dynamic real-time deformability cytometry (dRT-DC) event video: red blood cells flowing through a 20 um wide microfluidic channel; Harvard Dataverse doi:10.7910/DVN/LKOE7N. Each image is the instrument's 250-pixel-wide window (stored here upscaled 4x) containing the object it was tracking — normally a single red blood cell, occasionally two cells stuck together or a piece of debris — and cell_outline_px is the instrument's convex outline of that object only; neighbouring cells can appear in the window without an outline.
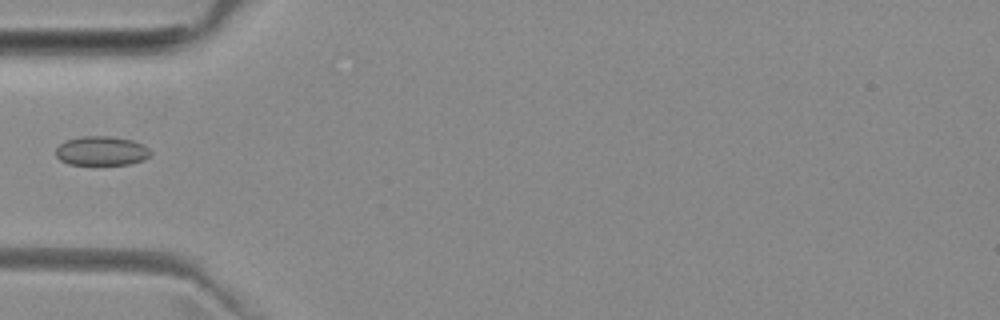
{"species": "common noctule bat (a hibernating species)", "species_latin": "Nyctalus noctula", "temperature_condition": "room temperature", "stored_images_in_passage": 2, "camera_frame_rate_fps": 3000, "um_per_image_px": 0.085, "animal": {"sex": "female", "body_mass_g": 29.2, "forearm_length_mm": 56.3}, "frame": {"image": 1, "passage_image": 1, "time_ms": 0.0, "image_size_px": [1000, 320], "cell_outline_px": [[152, 152], [144, 160], [128, 164], [68, 164], [60, 160], [56, 156], [56, 148], [64, 140], [80, 136], [108, 136], [132, 140], [148, 148]], "centroid_in_image_um": [8.59, 12.82], "position_along_channel_um": 76.4, "area_um2": 16.07}}
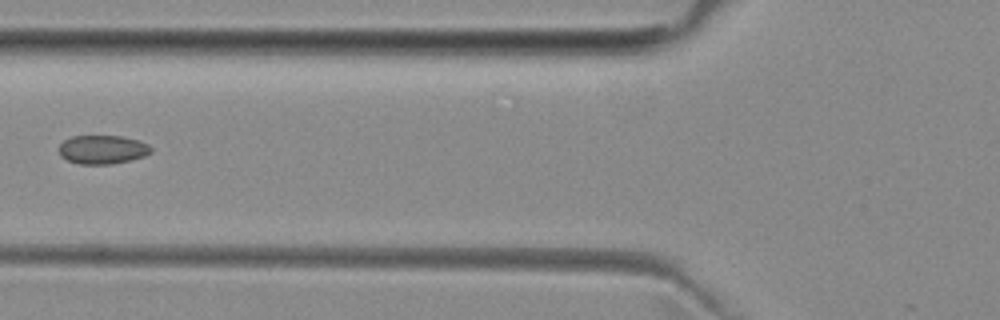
{"frame": {"image": 2, "passage_image": 2, "time_ms": 1.0, "image_size_px": [1000, 320], "cell_outline_px": [[152, 152], [144, 156], [112, 164], [76, 164], [60, 156], [60, 144], [64, 140], [72, 136], [120, 136], [140, 140], [148, 144], [152, 148]], "centroid_in_image_um": [8.72, 12.71], "position_along_channel_um": 117.1, "area_um2": 15.43}}